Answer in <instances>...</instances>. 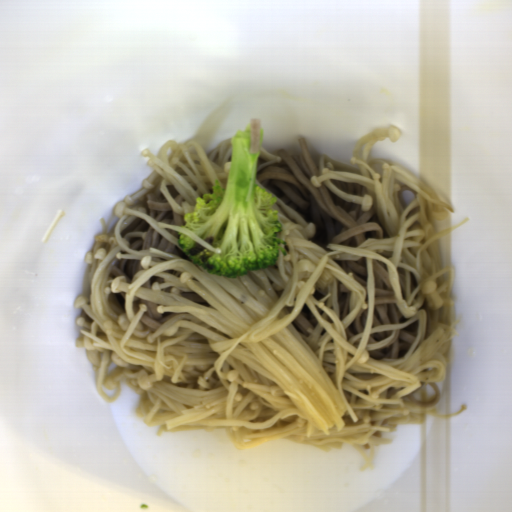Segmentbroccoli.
<instances>
[{
	"label": "broccoli",
	"mask_w": 512,
	"mask_h": 512,
	"mask_svg": "<svg viewBox=\"0 0 512 512\" xmlns=\"http://www.w3.org/2000/svg\"><path fill=\"white\" fill-rule=\"evenodd\" d=\"M250 143L248 125L232 141L226 186L216 179L212 192L198 196L194 210L179 225L219 248L220 254L177 231V244L186 257L212 276L236 279L269 268L280 253L287 256L281 247L287 243L279 237V210L273 208L278 197L257 183L260 152L252 153Z\"/></svg>",
	"instance_id": "1"
}]
</instances>
